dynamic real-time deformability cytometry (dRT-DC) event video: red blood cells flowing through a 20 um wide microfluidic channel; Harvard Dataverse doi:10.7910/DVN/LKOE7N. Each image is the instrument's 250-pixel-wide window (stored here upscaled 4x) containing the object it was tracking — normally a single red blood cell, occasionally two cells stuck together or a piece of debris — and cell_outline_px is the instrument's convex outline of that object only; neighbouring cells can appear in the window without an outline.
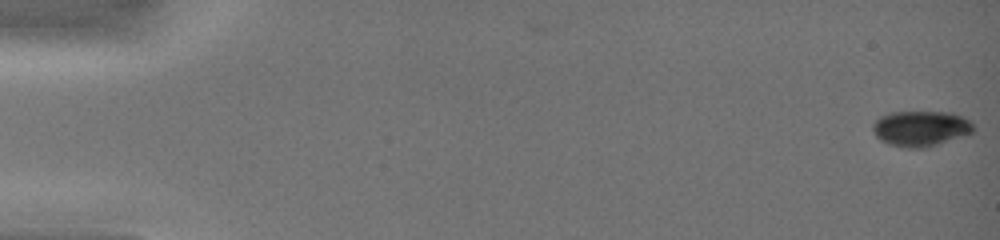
{"species": "common noctule bat (a hibernating species)", "species_latin": "Nyctalus noctula", "temperature_condition": "warm", "stored_images_in_passage": 2, "camera_frame_rate_fps": 3000, "um_per_image_px": 0.085, "animal": {"sex": "female", "body_mass_g": 19.0, "forearm_length_mm": 51.5}, "frame": {"image": 1, "passage_image": 2, "time_ms": 0.333, "image_size_px": [1000, 240], "cell_outline_px": [[976, 128], [968, 136], [924, 148], [908, 148], [888, 144], [880, 140], [876, 136], [872, 128], [872, 124], [880, 116], [892, 112], [952, 112], [964, 116]], "centroid_in_image_um": [78.3, 10.92], "position_along_channel_um": 6.7, "area_um2": 21.15}}